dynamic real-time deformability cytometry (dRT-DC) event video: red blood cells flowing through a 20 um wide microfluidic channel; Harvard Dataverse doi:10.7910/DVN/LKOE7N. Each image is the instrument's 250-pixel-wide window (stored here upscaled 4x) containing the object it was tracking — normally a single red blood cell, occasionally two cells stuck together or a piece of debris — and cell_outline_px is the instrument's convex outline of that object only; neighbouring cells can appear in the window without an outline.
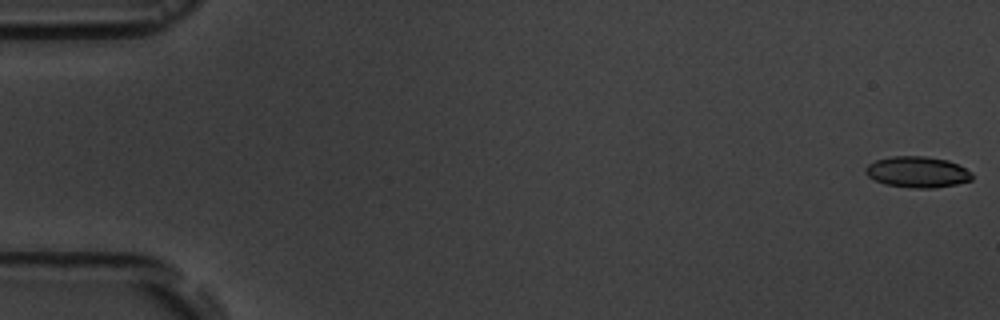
{"species": "common noctule bat (a hibernating species)", "species_latin": "Nyctalus noctula", "temperature_condition": "room temperature", "stored_images_in_passage": 6, "camera_frame_rate_fps": 3000, "um_per_image_px": 0.085, "animal": {"sex": "male", "body_mass_g": 19.5, "forearm_length_mm": 54.6}, "frame": {"image": 1, "passage_image": 1, "time_ms": 0.0, "image_size_px": [1000, 320], "cell_outline_px": [[972, 180], [956, 184], [932, 188], [912, 188], [884, 184], [868, 176], [864, 172], [864, 168], [868, 164], [876, 160], [892, 156], [924, 156], [948, 160], [972, 172]], "centroid_in_image_um": [77.96, 14.62], "position_along_channel_um": 7.0, "area_um2": 19.25}}
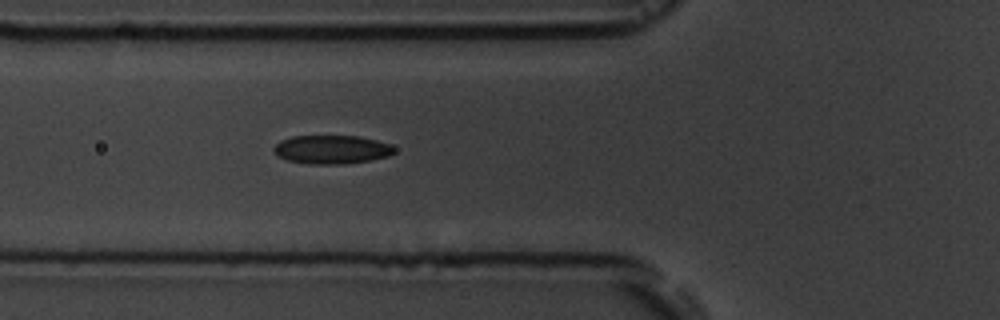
{"frame": {"image": 2, "passage_image": 6, "time_ms": 6.667, "image_size_px": [1000, 320], "cell_outline_px": [[396, 152], [388, 156], [372, 160], [344, 164], [312, 164], [288, 160], [276, 156], [272, 148], [280, 140], [292, 136], [360, 136], [392, 144], [396, 148]], "centroid_in_image_um": [28.22, 12.7], "position_along_channel_um": 97.6, "area_um2": 20.35}}